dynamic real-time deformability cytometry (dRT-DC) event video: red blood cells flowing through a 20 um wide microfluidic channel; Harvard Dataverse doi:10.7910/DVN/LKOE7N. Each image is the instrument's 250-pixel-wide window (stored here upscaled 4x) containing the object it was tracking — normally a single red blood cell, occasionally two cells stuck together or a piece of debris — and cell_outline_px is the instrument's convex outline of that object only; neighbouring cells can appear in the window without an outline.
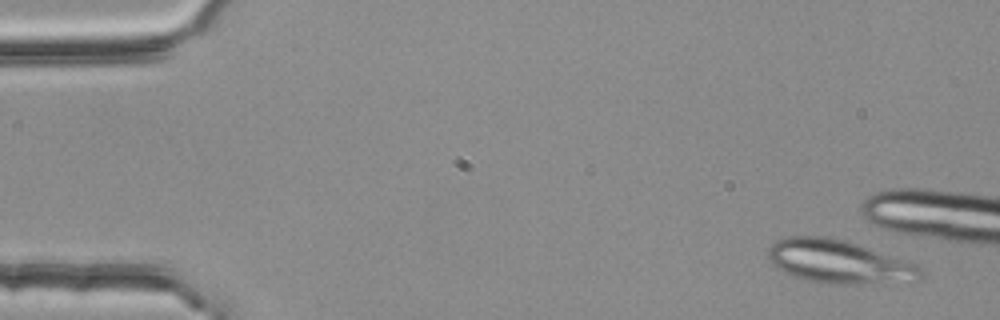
{"species": "common noctule bat (a hibernating species)", "species_latin": "Nyctalus noctula", "temperature_condition": "room temperature", "stored_images_in_passage": 7, "camera_frame_rate_fps": 3000, "um_per_image_px": 0.085, "animal": {"sex": "female", "body_mass_g": 25.1}, "frame": {"image": 1, "passage_image": 2, "time_ms": 0.333, "image_size_px": [1000, 320], "cell_outline_px": [[924, 276], [920, 280], [848, 284], [828, 284], [808, 280], [792, 276], [784, 272], [772, 264], [768, 260], [768, 248], [776, 240], [784, 236], [824, 236], [844, 240], [908, 260], [916, 264], [924, 272]], "centroid_in_image_um": [71.29, 22.24], "position_along_channel_um": 13.7, "area_um2": 38.61}}